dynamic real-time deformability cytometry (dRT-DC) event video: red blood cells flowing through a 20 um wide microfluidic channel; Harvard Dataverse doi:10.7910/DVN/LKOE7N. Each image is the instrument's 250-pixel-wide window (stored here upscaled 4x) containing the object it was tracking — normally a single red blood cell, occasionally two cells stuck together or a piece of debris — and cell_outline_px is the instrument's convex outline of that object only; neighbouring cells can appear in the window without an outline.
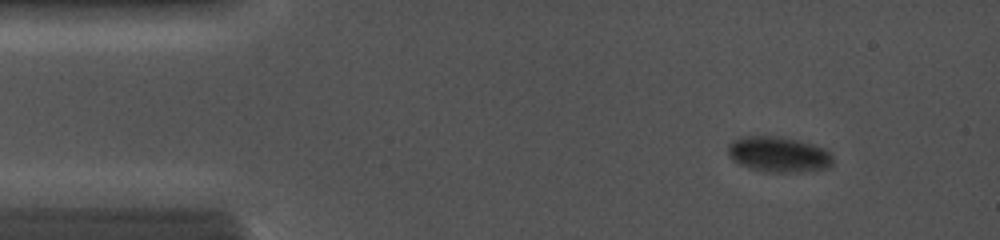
{"species": "common noctule bat (a hibernating species)", "species_latin": "Nyctalus noctula", "temperature_condition": "cold", "stored_images_in_passage": 27, "camera_frame_rate_fps": 5000, "um_per_image_px": 0.085, "animal": {"sex": "female", "body_mass_g": 19.0, "forearm_length_mm": 56.7}, "frame": {"image": 1, "passage_image": 8, "time_ms": 1.6, "image_size_px": [1000, 240], "cell_outline_px": [[832, 164], [820, 168], [792, 172], [768, 172], [752, 168], [740, 164], [732, 160], [728, 152], [728, 144], [732, 140], [740, 136], [780, 136], [800, 140], [816, 144], [824, 148], [832, 156]], "centroid_in_image_um": [66.13, 13.08], "position_along_channel_um": 18.9, "area_um2": 21.56}}
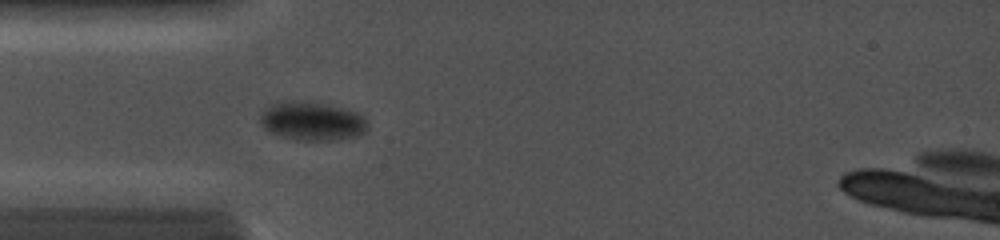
{"frame": {"image": 2, "passage_image": 21, "time_ms": 4.4, "image_size_px": [1000, 240], "cell_outline_px": [[368, 128], [364, 132], [356, 136], [332, 140], [296, 140], [280, 136], [268, 132], [264, 128], [260, 120], [260, 116], [264, 108], [268, 104], [292, 100], [324, 104], [360, 112], [364, 116]], "centroid_in_image_um": [26.5, 10.29], "position_along_channel_um": 58.5, "area_um2": 24.28}}
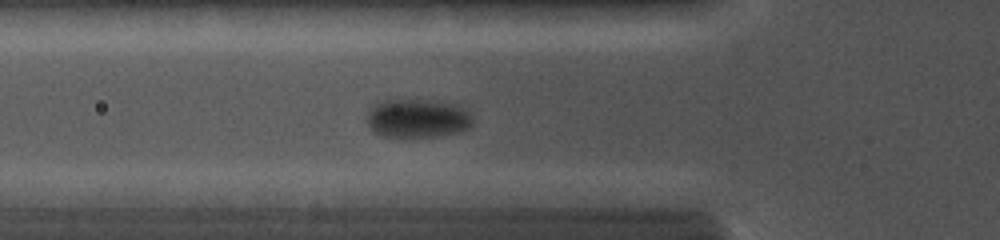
{"frame": {"image": 3, "passage_image": 25, "time_ms": 5.2, "image_size_px": [1000, 240], "cell_outline_px": [[472, 124], [468, 128], [456, 132], [436, 136], [384, 136], [376, 132], [368, 124], [368, 112], [372, 104], [380, 100], [396, 96], [444, 100], [456, 104], [464, 108], [472, 116]], "centroid_in_image_um": [35.47, 9.96], "position_along_channel_um": 90.3, "area_um2": 24.74}}